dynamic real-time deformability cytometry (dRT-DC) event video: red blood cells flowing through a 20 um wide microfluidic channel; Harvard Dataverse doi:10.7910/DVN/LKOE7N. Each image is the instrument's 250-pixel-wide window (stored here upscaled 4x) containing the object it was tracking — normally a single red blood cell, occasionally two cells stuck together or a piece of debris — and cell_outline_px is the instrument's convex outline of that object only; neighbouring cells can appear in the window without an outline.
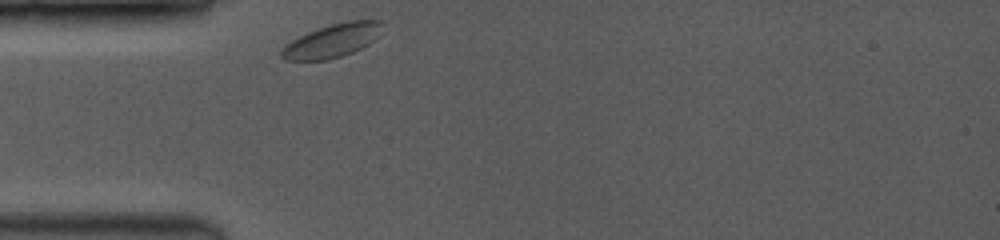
{"species": "common noctule bat (a hibernating species)", "species_latin": "Nyctalus noctula", "temperature_condition": "room temperature", "stored_images_in_passage": 34, "camera_frame_rate_fps": 3500, "um_per_image_px": 0.085, "animal": {"sex": "female", "body_mass_g": 19.0, "forearm_length_mm": 53.3}, "frame": {"image": 1, "passage_image": 1, "time_ms": 0.0, "image_size_px": [1000, 240], "cell_outline_px": [[384, 24], [380, 36], [376, 40], [352, 52], [328, 60], [284, 60], [280, 56], [280, 48], [284, 44], [308, 32], [332, 24], [348, 20], [380, 20]], "centroid_in_image_um": [28.26, 3.45], "position_along_channel_um": 56.7, "area_um2": 19.83}}
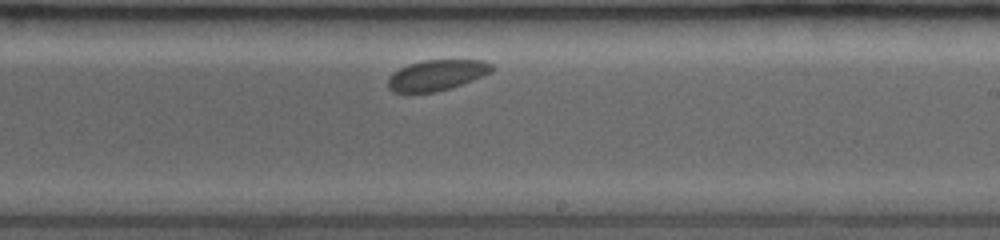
{"frame": {"image": 2, "passage_image": 20, "time_ms": 5.429, "image_size_px": [1000, 240], "cell_outline_px": [[492, 72], [484, 76], [436, 92], [396, 92], [388, 88], [388, 76], [392, 72], [408, 64], [424, 60], [484, 60], [492, 64]], "centroid_in_image_um": [37.11, 6.37], "position_along_channel_um": 251.9, "area_um2": 18.44}}
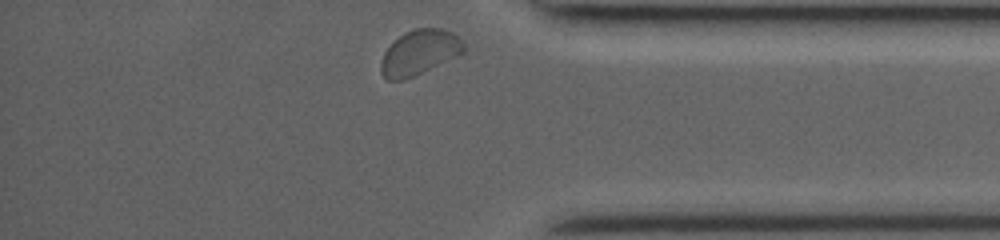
{"frame": {"image": 3, "passage_image": 34, "time_ms": 9.429, "image_size_px": [1000, 240], "cell_outline_px": [[464, 52], [456, 56], [404, 80], [388, 80], [380, 72], [380, 60], [384, 52], [404, 32], [416, 28], [444, 28], [452, 32], [464, 44]], "centroid_in_image_um": [35.62, 4.45], "position_along_channel_um": 399.6, "area_um2": 21.33}}